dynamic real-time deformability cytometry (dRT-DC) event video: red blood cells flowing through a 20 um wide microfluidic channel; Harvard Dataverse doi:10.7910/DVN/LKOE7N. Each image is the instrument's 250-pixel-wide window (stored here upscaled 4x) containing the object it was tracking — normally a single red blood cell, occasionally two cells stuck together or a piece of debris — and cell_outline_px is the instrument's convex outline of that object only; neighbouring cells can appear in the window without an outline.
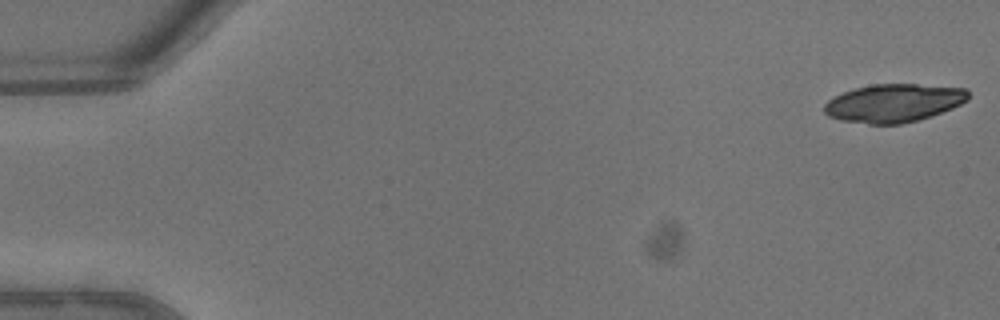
{"species": "common noctule bat (a hibernating species)", "species_latin": "Nyctalus noctula", "temperature_condition": "warm", "stored_images_in_passage": 42, "camera_frame_rate_fps": 3000, "um_per_image_px": 0.085, "animal": {"sex": "male", "body_mass_g": 13.3}, "frame": {"image": 1, "passage_image": 1, "time_ms": 0.0, "image_size_px": [1000, 320], "cell_outline_px": [[968, 100], [952, 108], [932, 116], [900, 124], [868, 124], [840, 120], [828, 116], [824, 112], [824, 104], [828, 100], [844, 92], [856, 88], [872, 84], [916, 84], [968, 88]], "centroid_in_image_um": [75.97, 8.76], "position_along_channel_um": 9.0, "area_um2": 32.02}}
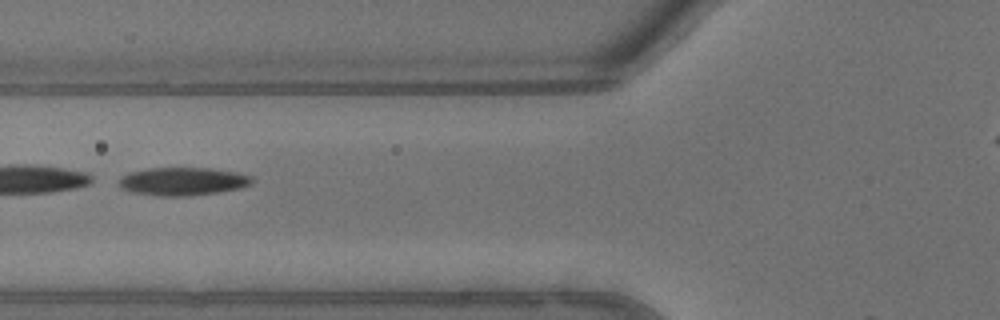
{"frame": {"image": 2, "passage_image": 18, "time_ms": 5.667, "image_size_px": [1000, 320], "cell_outline_px": [[252, 184], [240, 188], [220, 192], [188, 196], [160, 196], [132, 192], [120, 188], [116, 184], [116, 180], [120, 176], [128, 172], [148, 168], [212, 168], [240, 172], [252, 176]], "centroid_in_image_um": [15.5, 15.41], "position_along_channel_um": 110.3, "area_um2": 22.25}}